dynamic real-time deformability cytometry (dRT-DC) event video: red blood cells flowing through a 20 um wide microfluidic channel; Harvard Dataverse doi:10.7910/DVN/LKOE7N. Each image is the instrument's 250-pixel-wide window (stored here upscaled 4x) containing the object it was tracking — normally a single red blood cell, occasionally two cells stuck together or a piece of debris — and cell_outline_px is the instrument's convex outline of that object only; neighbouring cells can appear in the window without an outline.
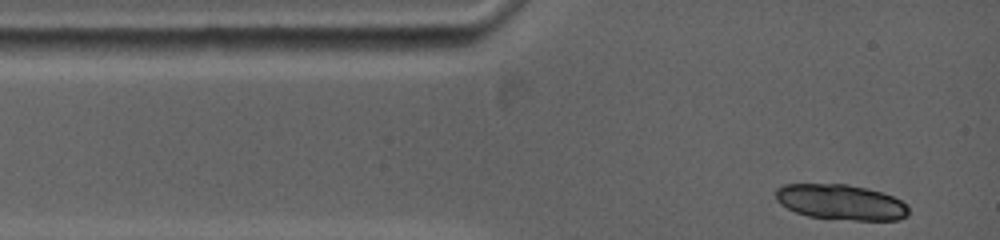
{"species": "common noctule bat (a hibernating species)", "species_latin": "Nyctalus noctula", "temperature_condition": "warm", "stored_images_in_passage": 4, "camera_frame_rate_fps": 5000, "um_per_image_px": 0.085, "animal": {"sex": "female", "body_mass_g": 19.0, "forearm_length_mm": 53.3}, "frame": {"image": 1, "passage_image": 1, "time_ms": 0.0, "image_size_px": [1000, 240], "cell_outline_px": [[908, 216], [900, 220], [852, 220], [808, 216], [796, 212], [780, 204], [776, 200], [776, 188], [784, 184], [848, 184], [868, 188], [892, 196], [900, 200], [908, 208]], "centroid_in_image_um": [71.46, 17.18], "position_along_channel_um": 13.5, "area_um2": 27.4}}